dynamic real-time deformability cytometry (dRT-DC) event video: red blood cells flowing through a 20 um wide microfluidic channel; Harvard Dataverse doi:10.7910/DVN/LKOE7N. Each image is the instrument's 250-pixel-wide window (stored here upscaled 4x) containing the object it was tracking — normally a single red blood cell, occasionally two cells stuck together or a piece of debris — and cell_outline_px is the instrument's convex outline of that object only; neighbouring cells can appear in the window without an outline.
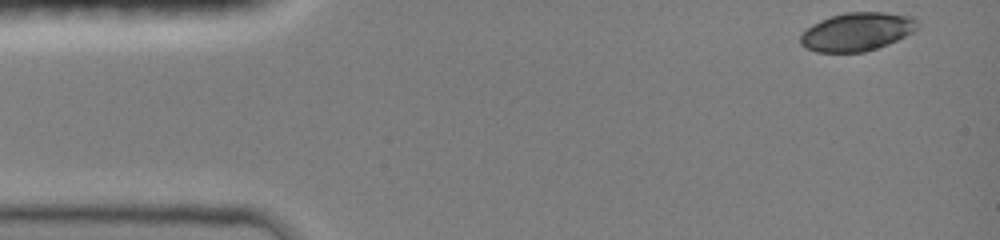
{"species": "common noctule bat (a hibernating species)", "species_latin": "Nyctalus noctula", "temperature_condition": "room temperature", "stored_images_in_passage": 72, "camera_frame_rate_fps": 3000, "um_per_image_px": 0.085, "animal": {"sex": "female", "body_mass_g": 19.0, "forearm_length_mm": 51.5}, "frame": {"image": 1, "passage_image": 1, "time_ms": 0.0, "image_size_px": [1000, 240], "cell_outline_px": [[920, 24], [912, 32], [888, 44], [864, 52], [816, 52], [800, 44], [800, 36], [812, 24], [820, 20], [844, 12], [884, 12], [912, 16], [920, 20]], "centroid_in_image_um": [72.87, 2.68], "position_along_channel_um": 12.1, "area_um2": 26.13}}
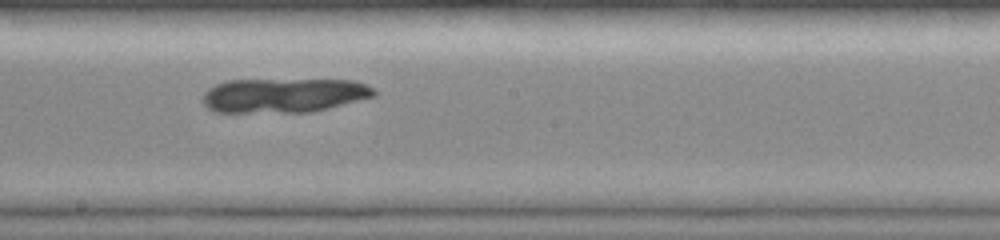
{"frame": {"image": 2, "passage_image": 54, "time_ms": 7.667, "image_size_px": [1000, 240], "cell_outline_px": [[376, 96], [312, 112], [212, 112], [204, 104], [204, 92], [208, 88], [216, 84], [228, 80], [352, 80], [364, 84], [372, 88], [376, 92]], "centroid_in_image_um": [24.1, 8.1], "position_along_channel_um": 224.1, "area_um2": 34.22}}
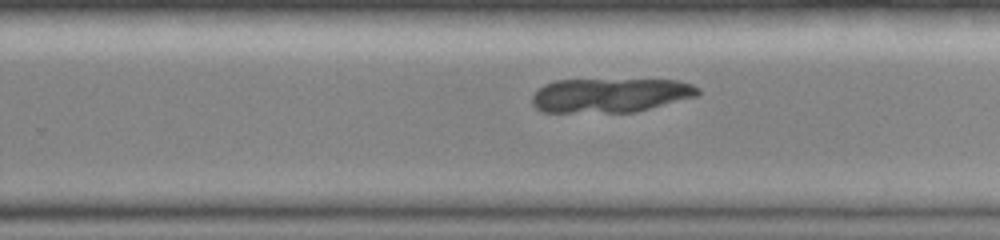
{"frame": {"image": 3, "passage_image": 64, "time_ms": 9.0, "image_size_px": [1000, 240], "cell_outline_px": [[700, 92], [696, 96], [636, 112], [540, 112], [532, 104], [532, 96], [544, 84], [556, 80], [680, 80], [692, 84], [700, 88]], "centroid_in_image_um": [51.87, 8.1], "position_along_channel_um": 277.9, "area_um2": 33.06}}